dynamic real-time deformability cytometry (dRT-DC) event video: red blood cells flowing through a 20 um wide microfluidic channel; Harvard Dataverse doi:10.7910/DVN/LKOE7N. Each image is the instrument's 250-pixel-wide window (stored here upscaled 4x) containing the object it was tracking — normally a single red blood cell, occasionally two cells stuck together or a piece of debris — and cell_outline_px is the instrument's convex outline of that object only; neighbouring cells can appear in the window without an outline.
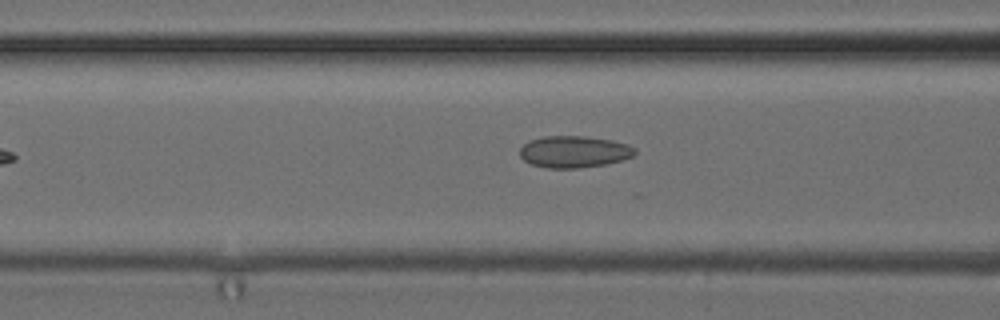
{"species": "common noctule bat (a hibernating species)", "species_latin": "Nyctalus noctula", "temperature_condition": "cold", "stored_images_in_passage": 5, "camera_frame_rate_fps": 3000, "um_per_image_px": 0.085, "animal": {"sex": "female", "body_mass_g": 24.6, "forearm_length_mm": 56.2}, "frame": {"image": 1, "passage_image": 4, "time_ms": 3.667, "image_size_px": [1000, 320], "cell_outline_px": [[636, 152], [632, 156], [624, 160], [604, 164], [576, 168], [548, 168], [532, 164], [524, 160], [520, 156], [520, 148], [528, 140], [544, 136], [584, 136], [612, 140], [628, 144], [636, 148]], "centroid_in_image_um": [48.8, 12.89], "position_along_channel_um": 117.8, "area_um2": 21.33}}
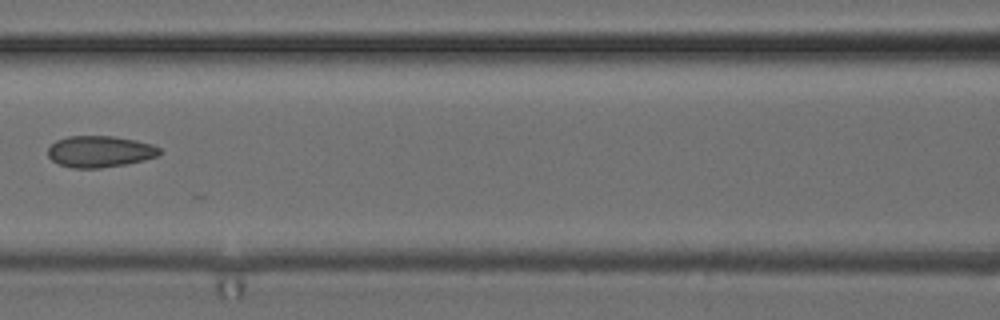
{"frame": {"image": 2, "passage_image": 5, "time_ms": 4.667, "image_size_px": [1000, 320], "cell_outline_px": [[160, 156], [128, 164], [100, 168], [72, 168], [60, 164], [52, 160], [48, 156], [48, 148], [56, 140], [68, 136], [112, 136], [136, 140], [152, 144], [160, 148]], "centroid_in_image_um": [8.51, 12.88], "position_along_channel_um": 158.1, "area_um2": 20.58}}